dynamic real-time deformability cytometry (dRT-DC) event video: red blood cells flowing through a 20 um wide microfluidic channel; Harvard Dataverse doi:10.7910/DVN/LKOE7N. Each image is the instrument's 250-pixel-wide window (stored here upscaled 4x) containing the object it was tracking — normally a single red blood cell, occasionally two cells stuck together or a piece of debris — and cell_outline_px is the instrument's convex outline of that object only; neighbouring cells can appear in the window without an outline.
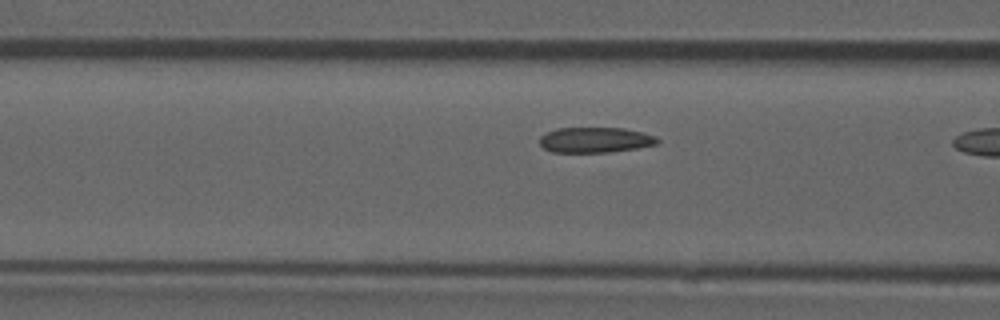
{"species": "common noctule bat (a hibernating species)", "species_latin": "Nyctalus noctula", "temperature_condition": "room temperature", "stored_images_in_passage": 11, "camera_frame_rate_fps": 3000, "um_per_image_px": 0.085, "animal": {"sex": "male", "forearm_length_mm": 52.5}, "frame": {"image": 1, "passage_image": 10, "time_ms": 3.0, "image_size_px": [1000, 320], "cell_outline_px": [[660, 140], [656, 144], [636, 148], [608, 152], [552, 152], [544, 148], [540, 144], [540, 136], [556, 128], [624, 128], [656, 136]], "centroid_in_image_um": [50.58, 11.89], "position_along_channel_um": 116.0, "area_um2": 17.28}}